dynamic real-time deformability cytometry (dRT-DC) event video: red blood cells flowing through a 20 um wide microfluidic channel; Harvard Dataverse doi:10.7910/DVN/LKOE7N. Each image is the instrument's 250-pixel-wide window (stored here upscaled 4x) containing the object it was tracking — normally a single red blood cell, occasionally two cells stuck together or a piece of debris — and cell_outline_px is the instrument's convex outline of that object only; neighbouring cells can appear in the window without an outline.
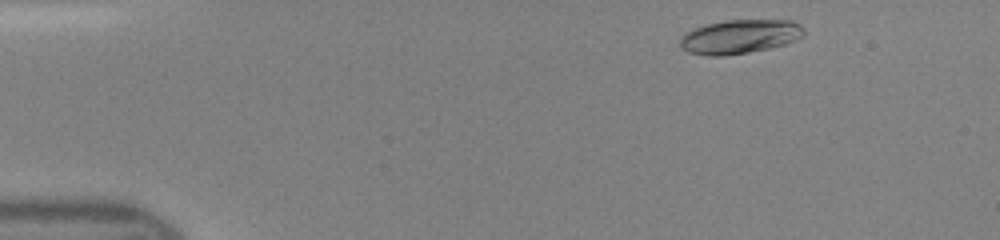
{"species": "human", "species_latin": "Homo sapiens", "temperature_condition": "room temperature", "stored_images_in_passage": 44, "camera_frame_rate_fps": 3000, "um_per_image_px": 0.085, "donor": {"sex": "female"}, "frame": {"image": 1, "passage_image": 3, "time_ms": 0.667, "image_size_px": [1000, 240], "cell_outline_px": [[804, 36], [796, 40], [784, 44], [768, 48], [748, 52], [724, 56], [708, 56], [688, 52], [680, 48], [680, 36], [704, 24], [728, 20], [792, 20], [800, 24], [804, 28]], "centroid_in_image_um": [62.88, 3.11], "position_along_channel_um": 22.1, "area_um2": 24.62}}
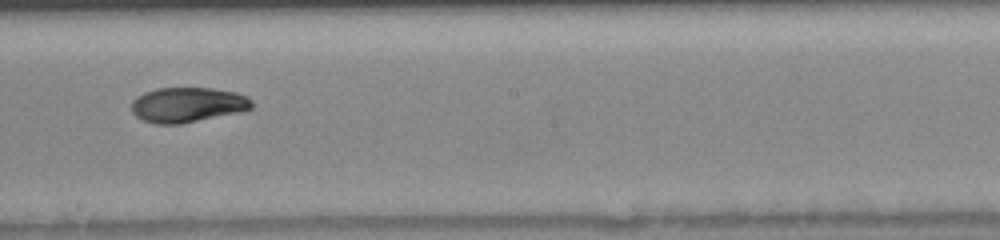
{"frame": {"image": 2, "passage_image": 24, "time_ms": 7.667, "image_size_px": [1000, 240], "cell_outline_px": [[252, 108], [240, 112], [180, 124], [156, 124], [144, 120], [136, 116], [132, 112], [132, 100], [136, 96], [144, 92], [156, 88], [212, 88], [236, 92], [248, 96], [252, 100]], "centroid_in_image_um": [15.94, 8.9], "position_along_channel_um": 232.3, "area_um2": 24.62}}
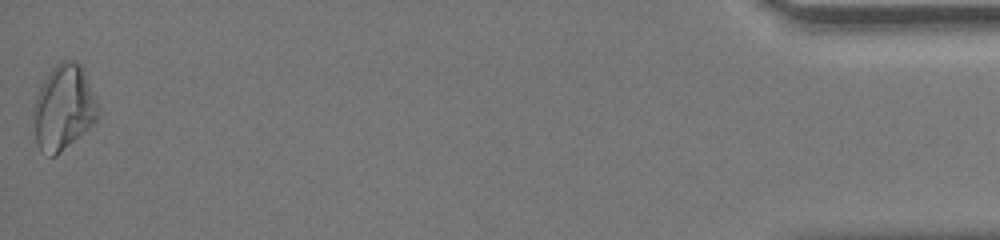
{"frame": {"image": 3, "passage_image": 44, "time_ms": 14.333, "image_size_px": [1000, 240], "cell_outline_px": [[100, 116], [84, 132], [56, 156], [48, 156], [40, 148], [36, 140], [32, 116], [32, 104], [48, 72], [60, 60], [76, 60], [84, 68], [100, 108]], "centroid_in_image_um": [5.41, 9.11], "position_along_channel_um": 429.8, "area_um2": 32.43}}